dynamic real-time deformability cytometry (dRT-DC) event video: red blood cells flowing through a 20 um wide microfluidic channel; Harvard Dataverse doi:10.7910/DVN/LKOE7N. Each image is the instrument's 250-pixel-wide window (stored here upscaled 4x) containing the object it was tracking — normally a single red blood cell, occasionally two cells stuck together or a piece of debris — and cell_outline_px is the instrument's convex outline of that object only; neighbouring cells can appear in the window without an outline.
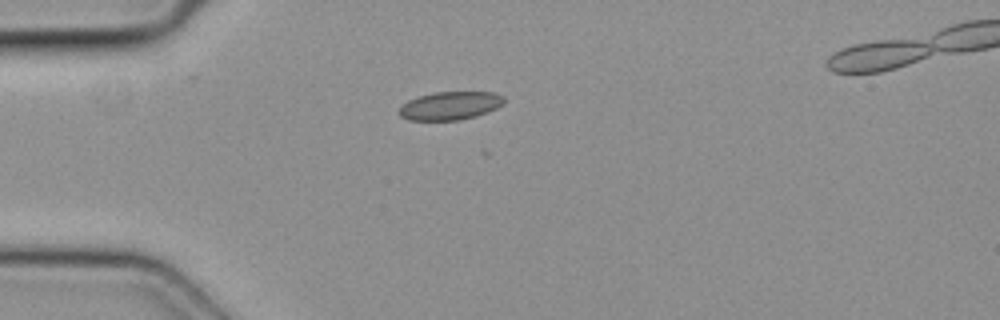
{"species": "common noctule bat (a hibernating species)", "species_latin": "Nyctalus noctula", "temperature_condition": "cold", "stored_images_in_passage": 29, "camera_frame_rate_fps": 3000, "um_per_image_px": 0.085, "animal": {"sex": "female", "body_mass_g": 19.3, "forearm_length_mm": 54.1}, "frame": {"image": 1, "passage_image": 1, "time_ms": 0.0, "image_size_px": [1000, 320], "cell_outline_px": [[504, 104], [488, 112], [476, 116], [460, 120], [408, 120], [400, 116], [400, 108], [408, 100], [420, 96], [436, 92], [496, 92], [504, 96]], "centroid_in_image_um": [38.31, 8.98], "position_along_channel_um": 46.7, "area_um2": 17.22}}
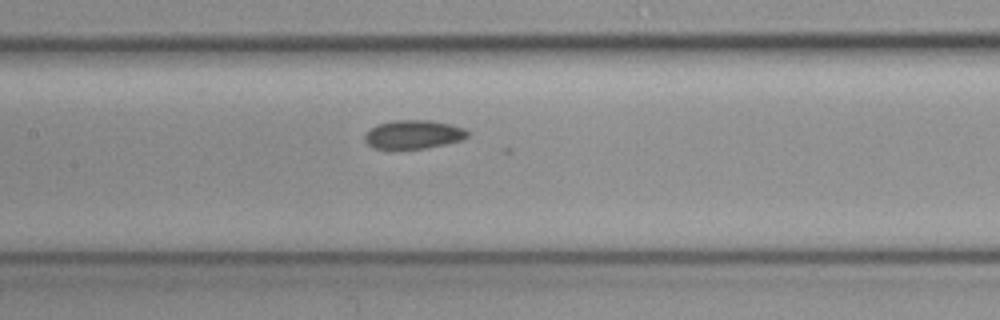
{"frame": {"image": 2, "passage_image": 11, "time_ms": 3.333, "image_size_px": [1000, 320], "cell_outline_px": [[468, 136], [460, 140], [444, 144], [424, 148], [372, 148], [364, 140], [364, 136], [372, 128], [380, 124], [392, 120], [432, 120], [464, 128], [468, 132]], "centroid_in_image_um": [35.14, 11.42], "position_along_channel_um": 172.3, "area_um2": 16.82}}
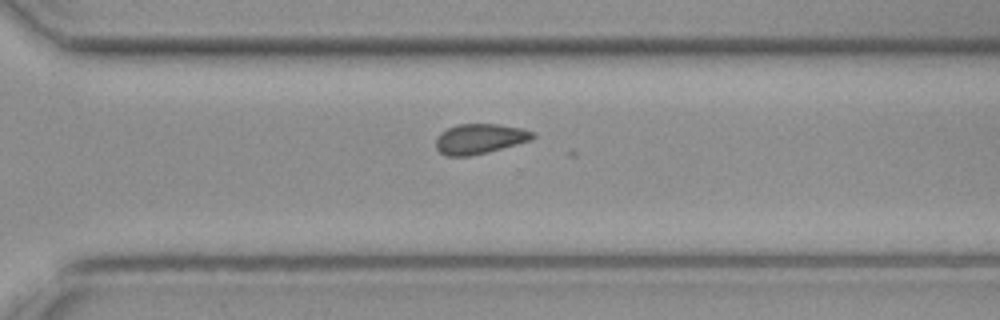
{"frame": {"image": 3, "passage_image": 22, "time_ms": 7.0, "image_size_px": [1000, 320], "cell_outline_px": [[536, 136], [532, 140], [488, 152], [468, 156], [448, 156], [440, 152], [436, 148], [436, 136], [440, 132], [456, 124], [500, 124], [520, 128], [532, 132]], "centroid_in_image_um": [40.76, 11.79], "position_along_channel_um": 329.8, "area_um2": 16.99}}